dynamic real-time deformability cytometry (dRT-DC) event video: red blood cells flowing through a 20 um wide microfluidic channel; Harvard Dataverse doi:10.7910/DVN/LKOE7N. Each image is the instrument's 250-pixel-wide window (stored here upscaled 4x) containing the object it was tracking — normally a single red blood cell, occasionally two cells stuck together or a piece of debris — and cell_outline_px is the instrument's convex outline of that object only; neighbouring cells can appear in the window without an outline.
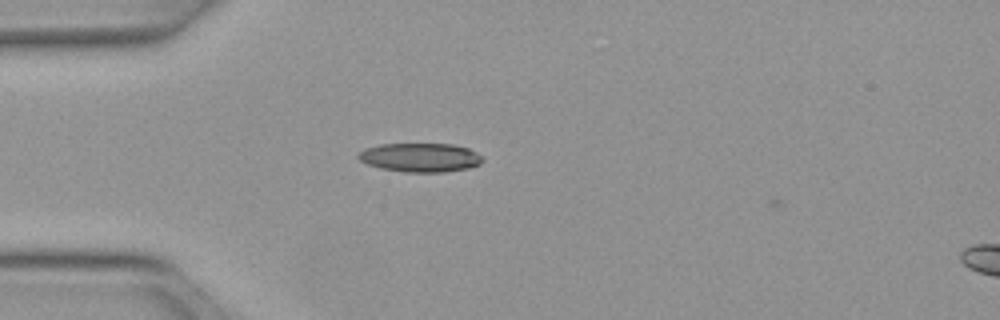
{"species": "Egyptian fruit bat (a non-hibernating species)", "species_latin": "Rousettus aegyptiacus", "temperature_condition": "warm", "stored_images_in_passage": 10, "camera_frame_rate_fps": 3000, "um_per_image_px": 0.085, "animal": {"sex": "female"}, "frame": {"image": 1, "passage_image": 9, "time_ms": 2.667, "image_size_px": [1000, 320], "cell_outline_px": [[484, 160], [480, 164], [468, 168], [444, 172], [404, 172], [380, 168], [368, 164], [360, 160], [356, 156], [364, 148], [380, 144], [452, 144], [468, 148], [476, 152]], "centroid_in_image_um": [35.71, 13.38], "position_along_channel_um": 49.3, "area_um2": 20.92}}